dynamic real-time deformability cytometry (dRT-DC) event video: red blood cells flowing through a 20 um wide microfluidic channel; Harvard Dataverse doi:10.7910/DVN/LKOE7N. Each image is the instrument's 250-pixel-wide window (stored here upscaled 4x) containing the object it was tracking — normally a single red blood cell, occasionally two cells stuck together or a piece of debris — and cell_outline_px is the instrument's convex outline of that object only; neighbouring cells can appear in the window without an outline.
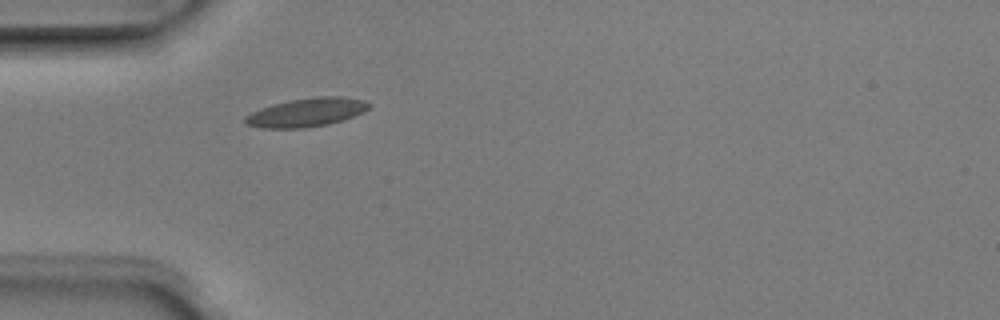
{"species": "Egyptian fruit bat (a non-hibernating species)", "species_latin": "Rousettus aegyptiacus", "temperature_condition": "room temperature", "stored_images_in_passage": 1, "camera_frame_rate_fps": 3000, "um_per_image_px": 0.085, "animal": {"sex": "male"}, "frame": {"image": 1, "passage_image": 1, "time_ms": 0.0, "image_size_px": [1000, 320], "cell_outline_px": [[372, 104], [368, 108], [352, 116], [328, 124], [304, 128], [260, 128], [244, 124], [244, 116], [260, 108], [272, 104], [292, 100], [316, 96], [340, 96], [364, 100]], "centroid_in_image_um": [26.0, 9.55], "position_along_channel_um": 59.0, "area_um2": 20.52}}